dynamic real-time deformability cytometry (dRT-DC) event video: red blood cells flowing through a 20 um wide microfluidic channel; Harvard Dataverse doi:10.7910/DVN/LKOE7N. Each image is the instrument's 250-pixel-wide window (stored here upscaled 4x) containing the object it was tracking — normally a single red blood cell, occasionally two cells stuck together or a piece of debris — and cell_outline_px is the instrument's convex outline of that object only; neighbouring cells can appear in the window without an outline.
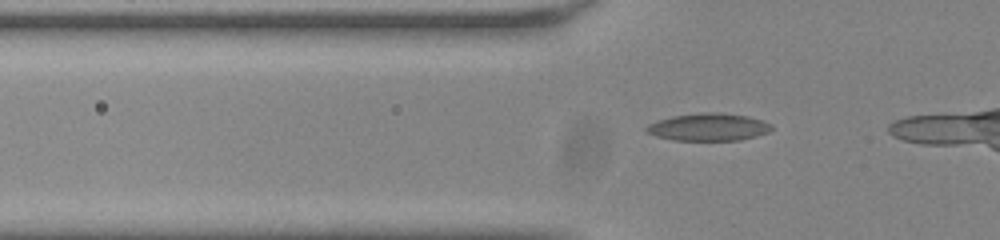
{"species": "common noctule bat (a hibernating species)", "species_latin": "Nyctalus noctula", "temperature_condition": "room temperature", "stored_images_in_passage": 14, "camera_frame_rate_fps": 3000, "um_per_image_px": 0.085, "animal": {"sex": "male", "body_mass_g": 20.0, "forearm_length_mm": 53.3}, "frame": {"image": 1, "passage_image": 4, "time_ms": 1.0, "image_size_px": [1000, 240], "cell_outline_px": [[772, 128], [768, 132], [756, 136], [740, 140], [672, 140], [656, 136], [648, 132], [644, 128], [648, 124], [672, 116], [700, 112], [720, 112], [748, 116], [764, 120], [772, 124]], "centroid_in_image_um": [60.25, 10.79], "position_along_channel_um": 65.6, "area_um2": 20.11}}
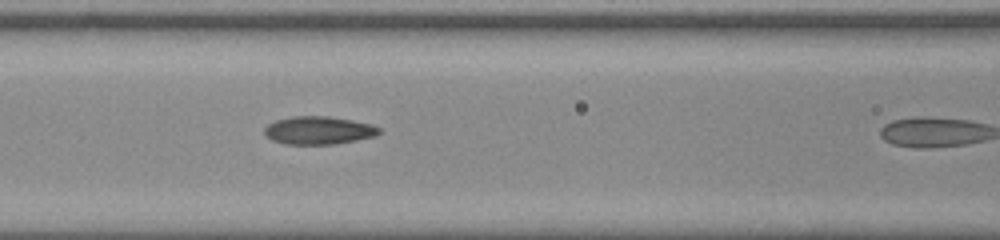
{"frame": {"image": 2, "passage_image": 10, "time_ms": 3.0, "image_size_px": [1000, 240], "cell_outline_px": [[380, 132], [376, 136], [336, 144], [284, 144], [272, 140], [264, 132], [264, 128], [268, 124], [276, 120], [292, 116], [328, 116], [352, 120], [372, 124], [380, 128]], "centroid_in_image_um": [27.09, 11.08], "position_along_channel_um": 139.5, "area_um2": 18.73}}
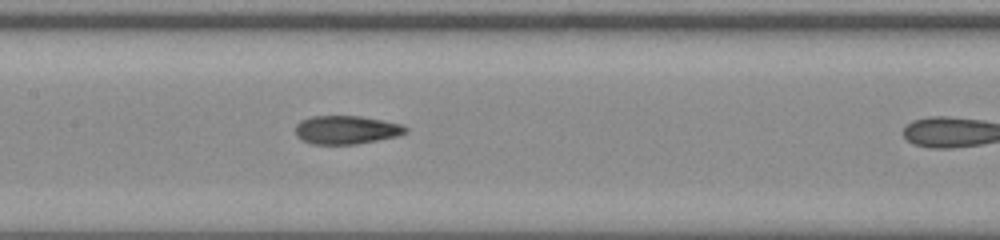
{"frame": {"image": 3, "passage_image": 13, "time_ms": 4.0, "image_size_px": [1000, 240], "cell_outline_px": [[408, 132], [400, 136], [356, 144], [312, 144], [300, 140], [296, 136], [296, 124], [300, 120], [312, 116], [360, 116], [400, 124], [408, 128]], "centroid_in_image_um": [29.42, 11.04], "position_along_channel_um": 178.0, "area_um2": 18.38}}